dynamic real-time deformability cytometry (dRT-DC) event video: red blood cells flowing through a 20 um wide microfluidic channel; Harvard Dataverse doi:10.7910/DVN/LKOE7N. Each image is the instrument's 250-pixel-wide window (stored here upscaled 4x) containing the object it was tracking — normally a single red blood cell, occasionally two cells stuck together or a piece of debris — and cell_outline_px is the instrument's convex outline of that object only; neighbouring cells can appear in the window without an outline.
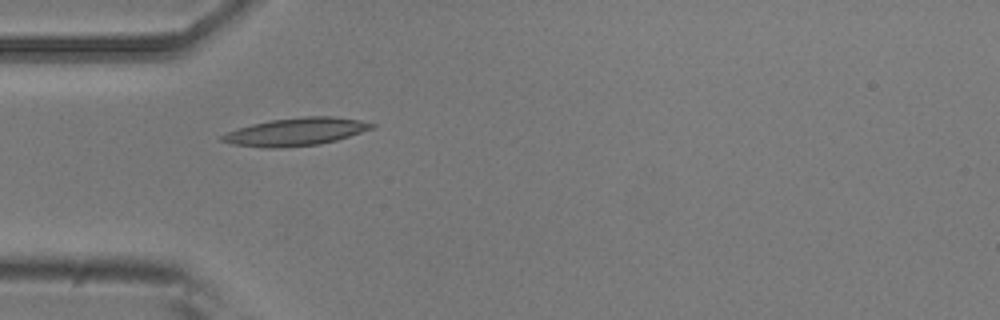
{"species": "common noctule bat (a hibernating species)", "species_latin": "Nyctalus noctula", "temperature_condition": "room temperature", "stored_images_in_passage": 3, "camera_frame_rate_fps": 3000, "um_per_image_px": 0.085, "animal": {"sex": "male", "body_mass_g": 20.5, "forearm_length_mm": 52.5}, "frame": {"image": 1, "passage_image": 2, "time_ms": 0.333, "image_size_px": [1000, 320], "cell_outline_px": [[376, 124], [372, 128], [336, 140], [320, 144], [280, 148], [264, 148], [232, 144], [220, 140], [220, 136], [236, 128], [252, 124], [272, 120], [304, 116], [332, 116], [360, 120]], "centroid_in_image_um": [25.11, 11.2], "position_along_channel_um": 59.9, "area_um2": 24.1}}
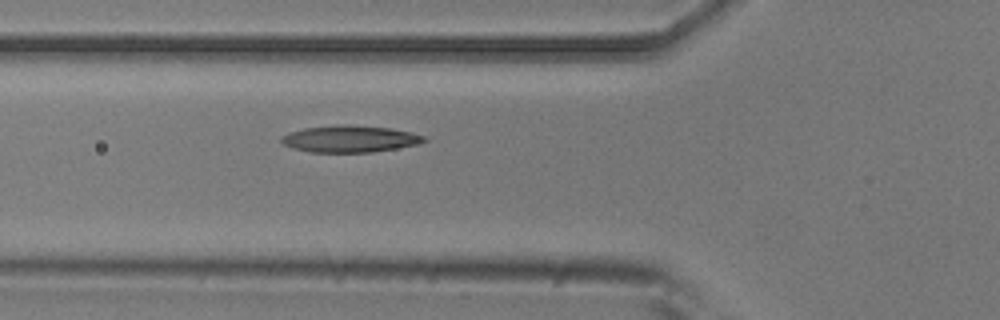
{"frame": {"image": 2, "passage_image": 3, "time_ms": 0.667, "image_size_px": [1000, 320], "cell_outline_px": [[428, 140], [420, 144], [372, 152], [312, 152], [292, 148], [284, 144], [280, 140], [280, 136], [288, 132], [304, 128], [344, 124], [348, 124], [392, 128], [412, 132], [424, 136]], "centroid_in_image_um": [29.75, 11.8], "position_along_channel_um": 96.1, "area_um2": 22.43}}